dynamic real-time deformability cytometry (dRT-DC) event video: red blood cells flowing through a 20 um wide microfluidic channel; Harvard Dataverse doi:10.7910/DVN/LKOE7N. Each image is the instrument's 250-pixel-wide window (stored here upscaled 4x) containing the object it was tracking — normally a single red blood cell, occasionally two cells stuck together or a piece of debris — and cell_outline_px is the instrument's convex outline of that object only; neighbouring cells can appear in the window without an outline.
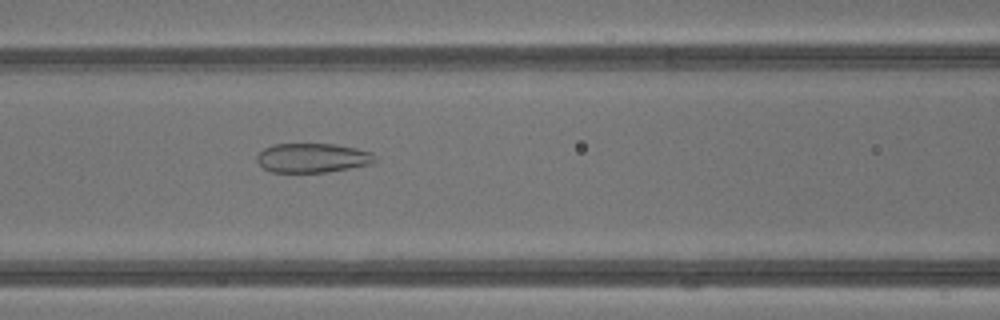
{"species": "common noctule bat (a hibernating species)", "species_latin": "Nyctalus noctula", "temperature_condition": "warm", "stored_images_in_passage": 35, "camera_frame_rate_fps": 3000, "um_per_image_px": 0.085, "animal": {"sex": "male", "body_mass_g": 13.3}, "frame": {"image": 1, "passage_image": 11, "time_ms": 3.333, "image_size_px": [1000, 320], "cell_outline_px": [[376, 160], [372, 164], [324, 172], [272, 172], [264, 168], [256, 160], [256, 156], [264, 148], [272, 144], [336, 144], [356, 148], [372, 152], [376, 156]], "centroid_in_image_um": [26.57, 13.41], "position_along_channel_um": 140.0, "area_um2": 20.17}}
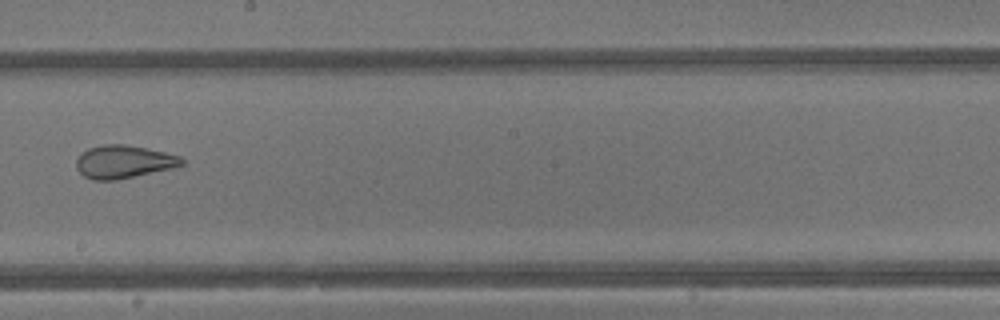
{"frame": {"image": 2, "passage_image": 17, "time_ms": 5.333, "image_size_px": [1000, 320], "cell_outline_px": [[184, 164], [172, 168], [116, 180], [92, 180], [84, 176], [76, 168], [76, 160], [88, 148], [104, 144], [124, 144], [164, 152], [180, 156], [184, 160]], "centroid_in_image_um": [10.5, 13.75], "position_along_channel_um": 237.7, "area_um2": 20.06}}
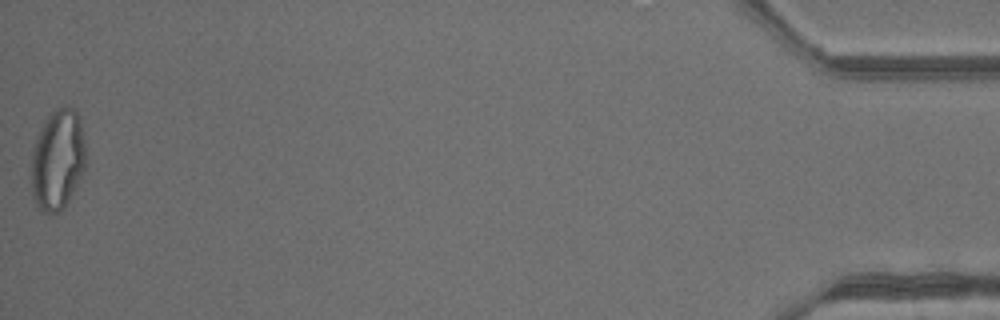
{"frame": {"image": 3, "passage_image": 35, "time_ms": 11.333, "image_size_px": [1000, 320], "cell_outline_px": [[84, 168], [64, 208], [60, 212], [40, 212], [36, 208], [32, 196], [32, 152], [36, 136], [44, 120], [52, 112], [60, 108], [72, 108], [80, 116], [84, 144]], "centroid_in_image_um": [4.86, 13.6], "position_along_channel_um": 430.3, "area_um2": 31.56}, "authors_computed_cell_mechanics": {"area_um2": 25.143, "velocity_mm_per_s": 4.8877, "shape_relaxation_time_tau1_ms": null, "shape_relaxation_time_tau2_ms": 0.8961, "deformation_change_tau1": null, "deformation_change_tau2": 0.0884}}